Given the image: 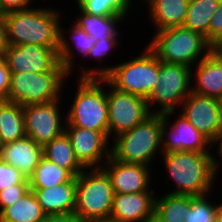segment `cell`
I'll use <instances>...</instances> for the list:
<instances>
[{
  "label": "cell",
  "mask_w": 222,
  "mask_h": 222,
  "mask_svg": "<svg viewBox=\"0 0 222 222\" xmlns=\"http://www.w3.org/2000/svg\"><path fill=\"white\" fill-rule=\"evenodd\" d=\"M162 164L172 183L173 190L167 192L175 195L193 197L211 194L218 180L213 162V153L190 151L162 153Z\"/></svg>",
  "instance_id": "cell-1"
},
{
  "label": "cell",
  "mask_w": 222,
  "mask_h": 222,
  "mask_svg": "<svg viewBox=\"0 0 222 222\" xmlns=\"http://www.w3.org/2000/svg\"><path fill=\"white\" fill-rule=\"evenodd\" d=\"M64 13L54 7H35L4 15L8 45L32 44L59 49V24Z\"/></svg>",
  "instance_id": "cell-2"
},
{
  "label": "cell",
  "mask_w": 222,
  "mask_h": 222,
  "mask_svg": "<svg viewBox=\"0 0 222 222\" xmlns=\"http://www.w3.org/2000/svg\"><path fill=\"white\" fill-rule=\"evenodd\" d=\"M162 123V114H152L131 130L117 135L112 139L111 156L122 163L152 167L157 155L162 154Z\"/></svg>",
  "instance_id": "cell-3"
},
{
  "label": "cell",
  "mask_w": 222,
  "mask_h": 222,
  "mask_svg": "<svg viewBox=\"0 0 222 222\" xmlns=\"http://www.w3.org/2000/svg\"><path fill=\"white\" fill-rule=\"evenodd\" d=\"M75 96L69 103L65 126L103 133L109 139L105 78H78Z\"/></svg>",
  "instance_id": "cell-4"
},
{
  "label": "cell",
  "mask_w": 222,
  "mask_h": 222,
  "mask_svg": "<svg viewBox=\"0 0 222 222\" xmlns=\"http://www.w3.org/2000/svg\"><path fill=\"white\" fill-rule=\"evenodd\" d=\"M147 47L164 63L193 68L214 47L204 36L183 26L154 31Z\"/></svg>",
  "instance_id": "cell-5"
},
{
  "label": "cell",
  "mask_w": 222,
  "mask_h": 222,
  "mask_svg": "<svg viewBox=\"0 0 222 222\" xmlns=\"http://www.w3.org/2000/svg\"><path fill=\"white\" fill-rule=\"evenodd\" d=\"M74 216L80 222L109 220L114 191L102 169H84L76 176Z\"/></svg>",
  "instance_id": "cell-6"
},
{
  "label": "cell",
  "mask_w": 222,
  "mask_h": 222,
  "mask_svg": "<svg viewBox=\"0 0 222 222\" xmlns=\"http://www.w3.org/2000/svg\"><path fill=\"white\" fill-rule=\"evenodd\" d=\"M69 76L60 63L49 72L11 73L10 89L5 100L25 106L64 99L65 93L62 92Z\"/></svg>",
  "instance_id": "cell-7"
},
{
  "label": "cell",
  "mask_w": 222,
  "mask_h": 222,
  "mask_svg": "<svg viewBox=\"0 0 222 222\" xmlns=\"http://www.w3.org/2000/svg\"><path fill=\"white\" fill-rule=\"evenodd\" d=\"M114 88L147 99L158 79V58L145 45L139 56H133L113 69L104 77Z\"/></svg>",
  "instance_id": "cell-8"
},
{
  "label": "cell",
  "mask_w": 222,
  "mask_h": 222,
  "mask_svg": "<svg viewBox=\"0 0 222 222\" xmlns=\"http://www.w3.org/2000/svg\"><path fill=\"white\" fill-rule=\"evenodd\" d=\"M191 69L182 64L164 63L158 59L157 83L146 99L152 114L179 111L182 102L191 93Z\"/></svg>",
  "instance_id": "cell-9"
},
{
  "label": "cell",
  "mask_w": 222,
  "mask_h": 222,
  "mask_svg": "<svg viewBox=\"0 0 222 222\" xmlns=\"http://www.w3.org/2000/svg\"><path fill=\"white\" fill-rule=\"evenodd\" d=\"M105 87L110 141L152 115L145 98L122 92L114 88L106 79Z\"/></svg>",
  "instance_id": "cell-10"
},
{
  "label": "cell",
  "mask_w": 222,
  "mask_h": 222,
  "mask_svg": "<svg viewBox=\"0 0 222 222\" xmlns=\"http://www.w3.org/2000/svg\"><path fill=\"white\" fill-rule=\"evenodd\" d=\"M61 100L23 106L26 136L42 147L65 132L66 115L65 109L60 108L64 105Z\"/></svg>",
  "instance_id": "cell-11"
},
{
  "label": "cell",
  "mask_w": 222,
  "mask_h": 222,
  "mask_svg": "<svg viewBox=\"0 0 222 222\" xmlns=\"http://www.w3.org/2000/svg\"><path fill=\"white\" fill-rule=\"evenodd\" d=\"M175 113L176 111H168L162 114V153L179 151L213 153L211 152L213 151L212 142L199 132L181 112L177 113L179 116ZM172 117L177 120L172 121Z\"/></svg>",
  "instance_id": "cell-12"
},
{
  "label": "cell",
  "mask_w": 222,
  "mask_h": 222,
  "mask_svg": "<svg viewBox=\"0 0 222 222\" xmlns=\"http://www.w3.org/2000/svg\"><path fill=\"white\" fill-rule=\"evenodd\" d=\"M75 157L84 169H100L111 156V142L101 132L65 126Z\"/></svg>",
  "instance_id": "cell-13"
},
{
  "label": "cell",
  "mask_w": 222,
  "mask_h": 222,
  "mask_svg": "<svg viewBox=\"0 0 222 222\" xmlns=\"http://www.w3.org/2000/svg\"><path fill=\"white\" fill-rule=\"evenodd\" d=\"M184 117L212 143L222 133L219 100L191 92L180 107Z\"/></svg>",
  "instance_id": "cell-14"
},
{
  "label": "cell",
  "mask_w": 222,
  "mask_h": 222,
  "mask_svg": "<svg viewBox=\"0 0 222 222\" xmlns=\"http://www.w3.org/2000/svg\"><path fill=\"white\" fill-rule=\"evenodd\" d=\"M2 55L11 73L49 72L59 63L52 48L32 44L8 45Z\"/></svg>",
  "instance_id": "cell-15"
},
{
  "label": "cell",
  "mask_w": 222,
  "mask_h": 222,
  "mask_svg": "<svg viewBox=\"0 0 222 222\" xmlns=\"http://www.w3.org/2000/svg\"><path fill=\"white\" fill-rule=\"evenodd\" d=\"M111 180L114 193L155 191L152 186V168L144 164L122 163L112 156L102 166ZM151 188V189H150Z\"/></svg>",
  "instance_id": "cell-16"
},
{
  "label": "cell",
  "mask_w": 222,
  "mask_h": 222,
  "mask_svg": "<svg viewBox=\"0 0 222 222\" xmlns=\"http://www.w3.org/2000/svg\"><path fill=\"white\" fill-rule=\"evenodd\" d=\"M194 68L191 69V92L219 100L222 97V48H214Z\"/></svg>",
  "instance_id": "cell-17"
},
{
  "label": "cell",
  "mask_w": 222,
  "mask_h": 222,
  "mask_svg": "<svg viewBox=\"0 0 222 222\" xmlns=\"http://www.w3.org/2000/svg\"><path fill=\"white\" fill-rule=\"evenodd\" d=\"M154 192L114 193L109 219L115 222H147L155 209Z\"/></svg>",
  "instance_id": "cell-18"
},
{
  "label": "cell",
  "mask_w": 222,
  "mask_h": 222,
  "mask_svg": "<svg viewBox=\"0 0 222 222\" xmlns=\"http://www.w3.org/2000/svg\"><path fill=\"white\" fill-rule=\"evenodd\" d=\"M62 21L63 20L61 19L59 24V49L57 52L59 63L64 67L70 77L74 74L73 72H75L77 76V70L75 68L77 66V61L75 60L76 56L81 54L83 59H86L90 49L95 44L96 39L88 35L74 22L70 24L71 26L68 29H65V27L61 24ZM65 30H68V32ZM76 51L77 54H75Z\"/></svg>",
  "instance_id": "cell-19"
},
{
  "label": "cell",
  "mask_w": 222,
  "mask_h": 222,
  "mask_svg": "<svg viewBox=\"0 0 222 222\" xmlns=\"http://www.w3.org/2000/svg\"><path fill=\"white\" fill-rule=\"evenodd\" d=\"M43 156V147L25 136L0 146V159L18 169L27 179L33 174Z\"/></svg>",
  "instance_id": "cell-20"
},
{
  "label": "cell",
  "mask_w": 222,
  "mask_h": 222,
  "mask_svg": "<svg viewBox=\"0 0 222 222\" xmlns=\"http://www.w3.org/2000/svg\"><path fill=\"white\" fill-rule=\"evenodd\" d=\"M32 190L46 215L74 214L76 177L69 182L46 189Z\"/></svg>",
  "instance_id": "cell-21"
},
{
  "label": "cell",
  "mask_w": 222,
  "mask_h": 222,
  "mask_svg": "<svg viewBox=\"0 0 222 222\" xmlns=\"http://www.w3.org/2000/svg\"><path fill=\"white\" fill-rule=\"evenodd\" d=\"M139 1V0H138ZM147 9V16L151 20L149 23L155 28L154 31L170 27L183 26L189 0H140Z\"/></svg>",
  "instance_id": "cell-22"
},
{
  "label": "cell",
  "mask_w": 222,
  "mask_h": 222,
  "mask_svg": "<svg viewBox=\"0 0 222 222\" xmlns=\"http://www.w3.org/2000/svg\"><path fill=\"white\" fill-rule=\"evenodd\" d=\"M26 136L23 106L0 100V146Z\"/></svg>",
  "instance_id": "cell-23"
},
{
  "label": "cell",
  "mask_w": 222,
  "mask_h": 222,
  "mask_svg": "<svg viewBox=\"0 0 222 222\" xmlns=\"http://www.w3.org/2000/svg\"><path fill=\"white\" fill-rule=\"evenodd\" d=\"M77 9L79 11H77ZM76 11L79 13L74 23L82 28L88 35L97 40L106 38H119L120 35L118 25L125 20L121 16H99L82 12L78 7ZM120 35V36H119Z\"/></svg>",
  "instance_id": "cell-24"
},
{
  "label": "cell",
  "mask_w": 222,
  "mask_h": 222,
  "mask_svg": "<svg viewBox=\"0 0 222 222\" xmlns=\"http://www.w3.org/2000/svg\"><path fill=\"white\" fill-rule=\"evenodd\" d=\"M43 156L67 169L74 177L84 170L77 161L70 139L65 132L43 147Z\"/></svg>",
  "instance_id": "cell-25"
},
{
  "label": "cell",
  "mask_w": 222,
  "mask_h": 222,
  "mask_svg": "<svg viewBox=\"0 0 222 222\" xmlns=\"http://www.w3.org/2000/svg\"><path fill=\"white\" fill-rule=\"evenodd\" d=\"M45 216L32 190L0 212V218L6 222H41Z\"/></svg>",
  "instance_id": "cell-26"
},
{
  "label": "cell",
  "mask_w": 222,
  "mask_h": 222,
  "mask_svg": "<svg viewBox=\"0 0 222 222\" xmlns=\"http://www.w3.org/2000/svg\"><path fill=\"white\" fill-rule=\"evenodd\" d=\"M219 3L220 0H189L183 27L201 34L209 42L210 19Z\"/></svg>",
  "instance_id": "cell-27"
},
{
  "label": "cell",
  "mask_w": 222,
  "mask_h": 222,
  "mask_svg": "<svg viewBox=\"0 0 222 222\" xmlns=\"http://www.w3.org/2000/svg\"><path fill=\"white\" fill-rule=\"evenodd\" d=\"M121 41H119L118 38H106V39H100L97 40L95 42V44L93 45V47L90 49V52L88 53L87 58H89V60H94L100 63V66H96V67H82L81 63L83 64V62L78 63V72L79 78H104L114 67V65H108L106 64L105 66L103 65V62H105V59L107 56H111V52L114 50L115 52H117L115 50V48H118V45L120 44ZM110 53V54H109ZM91 58V59H90ZM79 64L81 65L79 67ZM92 67V68H91Z\"/></svg>",
  "instance_id": "cell-28"
},
{
  "label": "cell",
  "mask_w": 222,
  "mask_h": 222,
  "mask_svg": "<svg viewBox=\"0 0 222 222\" xmlns=\"http://www.w3.org/2000/svg\"><path fill=\"white\" fill-rule=\"evenodd\" d=\"M73 177L67 169L42 156L28 180L30 189H46L69 182Z\"/></svg>",
  "instance_id": "cell-29"
},
{
  "label": "cell",
  "mask_w": 222,
  "mask_h": 222,
  "mask_svg": "<svg viewBox=\"0 0 222 222\" xmlns=\"http://www.w3.org/2000/svg\"><path fill=\"white\" fill-rule=\"evenodd\" d=\"M136 1V0H135ZM134 0H75L76 6L84 13L99 16H121L128 19L134 9ZM131 10V11H130ZM128 17V18H126Z\"/></svg>",
  "instance_id": "cell-30"
},
{
  "label": "cell",
  "mask_w": 222,
  "mask_h": 222,
  "mask_svg": "<svg viewBox=\"0 0 222 222\" xmlns=\"http://www.w3.org/2000/svg\"><path fill=\"white\" fill-rule=\"evenodd\" d=\"M155 197V210L167 220H184L191 208L190 195L165 193Z\"/></svg>",
  "instance_id": "cell-31"
},
{
  "label": "cell",
  "mask_w": 222,
  "mask_h": 222,
  "mask_svg": "<svg viewBox=\"0 0 222 222\" xmlns=\"http://www.w3.org/2000/svg\"><path fill=\"white\" fill-rule=\"evenodd\" d=\"M210 194L191 196V210L187 213L185 222H215L216 202H211Z\"/></svg>",
  "instance_id": "cell-32"
},
{
  "label": "cell",
  "mask_w": 222,
  "mask_h": 222,
  "mask_svg": "<svg viewBox=\"0 0 222 222\" xmlns=\"http://www.w3.org/2000/svg\"><path fill=\"white\" fill-rule=\"evenodd\" d=\"M19 183H29V180L14 166L0 159V191Z\"/></svg>",
  "instance_id": "cell-33"
},
{
  "label": "cell",
  "mask_w": 222,
  "mask_h": 222,
  "mask_svg": "<svg viewBox=\"0 0 222 222\" xmlns=\"http://www.w3.org/2000/svg\"><path fill=\"white\" fill-rule=\"evenodd\" d=\"M30 190L29 183L11 185L0 191V212L13 205Z\"/></svg>",
  "instance_id": "cell-34"
},
{
  "label": "cell",
  "mask_w": 222,
  "mask_h": 222,
  "mask_svg": "<svg viewBox=\"0 0 222 222\" xmlns=\"http://www.w3.org/2000/svg\"><path fill=\"white\" fill-rule=\"evenodd\" d=\"M209 43L214 48H222V0L210 19Z\"/></svg>",
  "instance_id": "cell-35"
},
{
  "label": "cell",
  "mask_w": 222,
  "mask_h": 222,
  "mask_svg": "<svg viewBox=\"0 0 222 222\" xmlns=\"http://www.w3.org/2000/svg\"><path fill=\"white\" fill-rule=\"evenodd\" d=\"M11 81V71L9 70L5 58L0 55V100L6 99Z\"/></svg>",
  "instance_id": "cell-36"
},
{
  "label": "cell",
  "mask_w": 222,
  "mask_h": 222,
  "mask_svg": "<svg viewBox=\"0 0 222 222\" xmlns=\"http://www.w3.org/2000/svg\"><path fill=\"white\" fill-rule=\"evenodd\" d=\"M34 1L36 0H0V13L31 8Z\"/></svg>",
  "instance_id": "cell-37"
},
{
  "label": "cell",
  "mask_w": 222,
  "mask_h": 222,
  "mask_svg": "<svg viewBox=\"0 0 222 222\" xmlns=\"http://www.w3.org/2000/svg\"><path fill=\"white\" fill-rule=\"evenodd\" d=\"M213 147L218 148H213L216 150L217 154L213 153V162H214V169L216 176H218V173H221L220 168L222 167V133L217 137V139L212 143ZM218 157V158H217Z\"/></svg>",
  "instance_id": "cell-38"
},
{
  "label": "cell",
  "mask_w": 222,
  "mask_h": 222,
  "mask_svg": "<svg viewBox=\"0 0 222 222\" xmlns=\"http://www.w3.org/2000/svg\"><path fill=\"white\" fill-rule=\"evenodd\" d=\"M41 222H80L74 214L46 215Z\"/></svg>",
  "instance_id": "cell-39"
},
{
  "label": "cell",
  "mask_w": 222,
  "mask_h": 222,
  "mask_svg": "<svg viewBox=\"0 0 222 222\" xmlns=\"http://www.w3.org/2000/svg\"><path fill=\"white\" fill-rule=\"evenodd\" d=\"M7 46H8V41H7L4 15L0 13V55L3 54Z\"/></svg>",
  "instance_id": "cell-40"
},
{
  "label": "cell",
  "mask_w": 222,
  "mask_h": 222,
  "mask_svg": "<svg viewBox=\"0 0 222 222\" xmlns=\"http://www.w3.org/2000/svg\"><path fill=\"white\" fill-rule=\"evenodd\" d=\"M147 222H185L184 220H167L162 217L155 209L152 212L151 216L148 218Z\"/></svg>",
  "instance_id": "cell-41"
},
{
  "label": "cell",
  "mask_w": 222,
  "mask_h": 222,
  "mask_svg": "<svg viewBox=\"0 0 222 222\" xmlns=\"http://www.w3.org/2000/svg\"><path fill=\"white\" fill-rule=\"evenodd\" d=\"M215 222H222V200L221 202H216Z\"/></svg>",
  "instance_id": "cell-42"
},
{
  "label": "cell",
  "mask_w": 222,
  "mask_h": 222,
  "mask_svg": "<svg viewBox=\"0 0 222 222\" xmlns=\"http://www.w3.org/2000/svg\"><path fill=\"white\" fill-rule=\"evenodd\" d=\"M93 222H115V221H112V220H101V221H93Z\"/></svg>",
  "instance_id": "cell-43"
},
{
  "label": "cell",
  "mask_w": 222,
  "mask_h": 222,
  "mask_svg": "<svg viewBox=\"0 0 222 222\" xmlns=\"http://www.w3.org/2000/svg\"><path fill=\"white\" fill-rule=\"evenodd\" d=\"M219 103H220V108L222 110V97L219 99Z\"/></svg>",
  "instance_id": "cell-44"
}]
</instances>
